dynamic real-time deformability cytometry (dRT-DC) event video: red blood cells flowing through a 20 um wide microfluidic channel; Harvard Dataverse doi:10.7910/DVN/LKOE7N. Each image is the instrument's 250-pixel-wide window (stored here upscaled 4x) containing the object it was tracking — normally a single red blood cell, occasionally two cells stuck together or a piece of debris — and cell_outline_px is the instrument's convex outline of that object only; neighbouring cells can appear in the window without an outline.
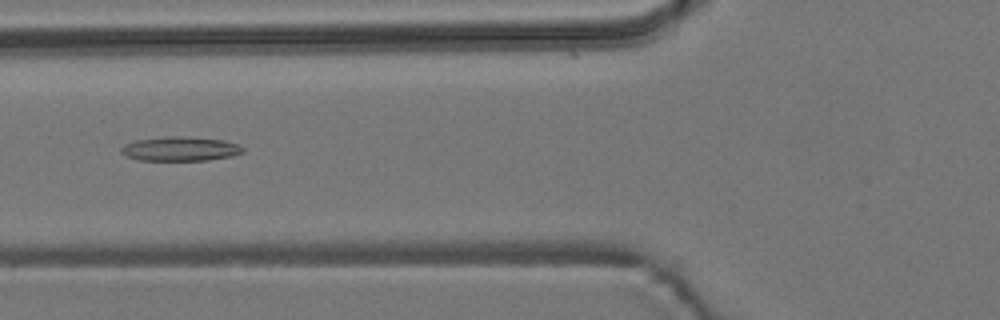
{"species": "common noctule bat (a hibernating species)", "species_latin": "Nyctalus noctula", "temperature_condition": "room temperature", "stored_images_in_passage": 50, "camera_frame_rate_fps": 3000, "um_per_image_px": 0.085, "animal": {"sex": "male", "body_mass_g": 19.2, "forearm_length_mm": 51.8}, "frame": {"image": 1, "passage_image": 16, "time_ms": 5.0, "image_size_px": [1000, 320], "cell_outline_px": [[244, 152], [232, 156], [208, 160], [136, 160], [124, 156], [120, 152], [120, 148], [124, 144], [136, 140], [164, 136], [184, 136], [224, 140], [240, 144], [244, 148]], "centroid_in_image_um": [15.31, 12.65], "position_along_channel_um": 110.5, "area_um2": 17.51}}
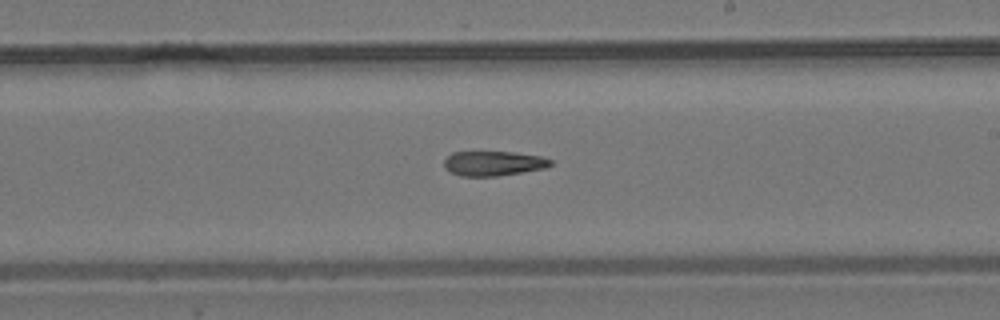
{"frame": {"image": 2, "passage_image": 27, "time_ms": 8.667, "image_size_px": [1000, 320], "cell_outline_px": [[552, 164], [544, 168], [496, 176], [460, 176], [444, 168], [444, 160], [452, 152], [512, 152], [540, 156], [552, 160]], "centroid_in_image_um": [41.91, 13.88], "position_along_channel_um": 247.1, "area_um2": 15.14}}
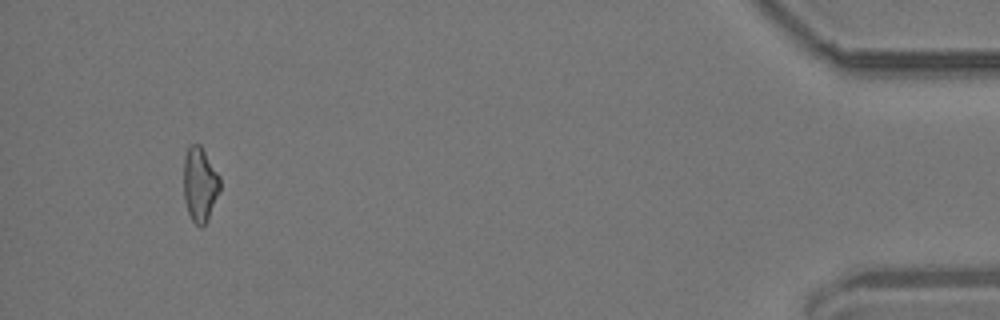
{"frame": {"image": 3, "passage_image": 47, "time_ms": 15.333, "image_size_px": [1000, 320], "cell_outline_px": [[220, 188], [208, 220], [200, 228], [192, 220], [188, 212], [184, 200], [184, 156], [188, 148], [192, 144], [200, 144], [220, 176]], "centroid_in_image_um": [16.99, 15.67], "position_along_channel_um": 418.2, "area_um2": 15.72}}